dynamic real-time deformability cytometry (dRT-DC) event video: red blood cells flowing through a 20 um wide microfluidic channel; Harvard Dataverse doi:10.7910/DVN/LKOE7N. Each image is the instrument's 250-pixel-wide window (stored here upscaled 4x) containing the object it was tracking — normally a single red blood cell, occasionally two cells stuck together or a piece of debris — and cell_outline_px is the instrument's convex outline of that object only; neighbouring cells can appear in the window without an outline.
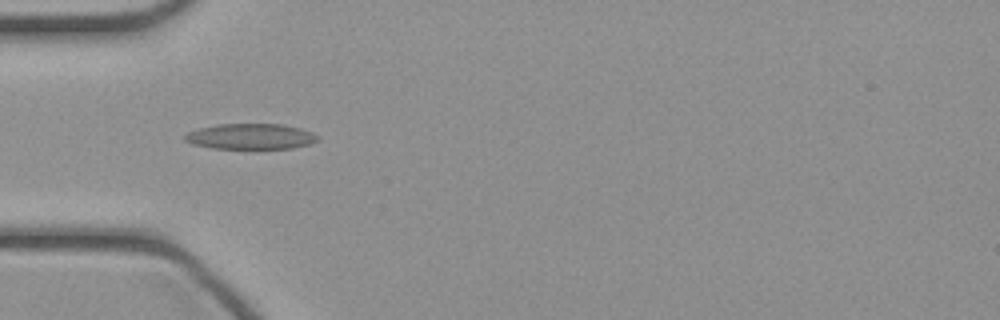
{"species": "common noctule bat (a hibernating species)", "species_latin": "Nyctalus noctula", "temperature_condition": "cold", "stored_images_in_passage": 34, "camera_frame_rate_fps": 3000, "um_per_image_px": 0.085, "animal": {"sex": "female", "body_mass_g": 21.9}, "frame": {"image": 1, "passage_image": 6, "time_ms": 1.667, "image_size_px": [1000, 320], "cell_outline_px": [[320, 140], [308, 144], [292, 148], [212, 148], [192, 144], [184, 140], [184, 136], [188, 132], [200, 128], [216, 124], [284, 124], [300, 128], [312, 132], [320, 136]], "centroid_in_image_um": [21.33, 11.59], "position_along_channel_um": 63.7, "area_um2": 19.83}}
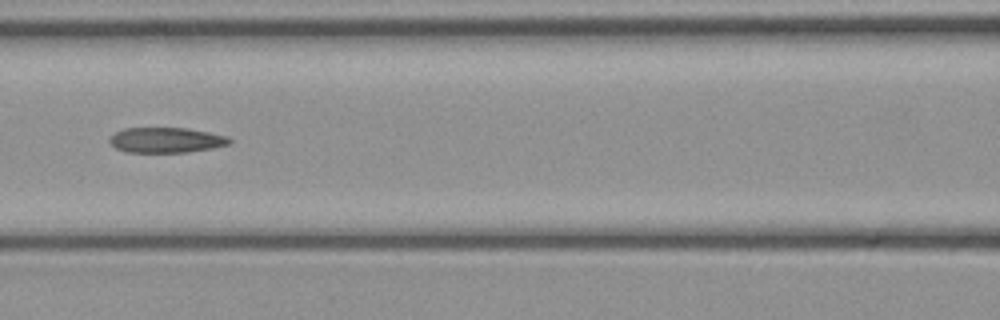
{"frame": {"image": 2, "passage_image": 12, "time_ms": 3.667, "image_size_px": [1000, 320], "cell_outline_px": [[232, 140], [228, 144], [212, 148], [188, 152], [124, 152], [116, 148], [108, 140], [116, 132], [124, 128], [188, 128], [228, 136]], "centroid_in_image_um": [14.12, 11.9], "position_along_channel_um": 152.5, "area_um2": 17.57}}
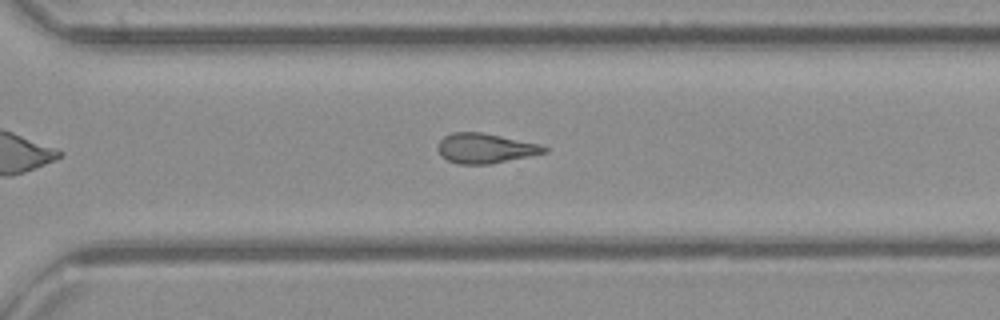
{"frame": {"image": 3, "passage_image": 24, "time_ms": 7.667, "image_size_px": [1000, 320], "cell_outline_px": [[548, 152], [492, 164], [460, 164], [448, 160], [440, 156], [436, 148], [440, 140], [444, 136], [452, 132], [480, 132], [540, 144], [548, 148]], "centroid_in_image_um": [41.22, 12.61], "position_along_channel_um": 329.4, "area_um2": 18.55}}